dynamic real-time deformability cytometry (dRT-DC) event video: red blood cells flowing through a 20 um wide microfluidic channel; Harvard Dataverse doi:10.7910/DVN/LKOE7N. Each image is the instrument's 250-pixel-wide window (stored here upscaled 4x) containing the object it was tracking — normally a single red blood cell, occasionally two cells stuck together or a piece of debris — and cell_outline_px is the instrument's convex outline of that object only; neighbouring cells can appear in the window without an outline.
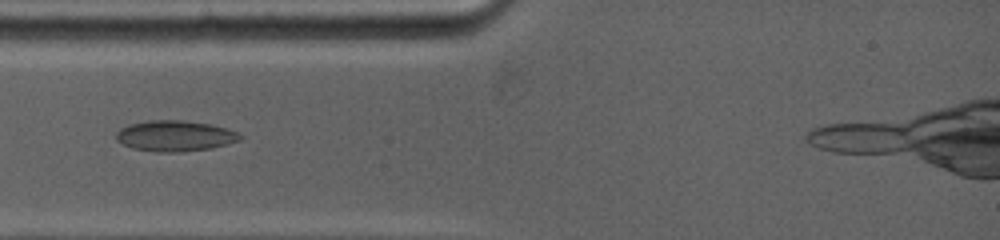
{"species": "common noctule bat (a hibernating species)", "species_latin": "Nyctalus noctula", "temperature_condition": "warm", "stored_images_in_passage": 18, "camera_frame_rate_fps": 5000, "um_per_image_px": 0.085, "animal": {"sex": "female", "body_mass_g": 19.0, "forearm_length_mm": 53.3}, "frame": {"image": 1, "passage_image": 3, "time_ms": 2.2, "image_size_px": [1000, 240], "cell_outline_px": [[244, 136], [240, 140], [212, 148], [180, 152], [156, 152], [132, 148], [116, 140], [116, 132], [120, 128], [128, 124], [148, 120], [184, 120], [212, 124], [228, 128]], "centroid_in_image_um": [14.88, 11.54], "position_along_channel_um": 70.1, "area_um2": 22.43}}
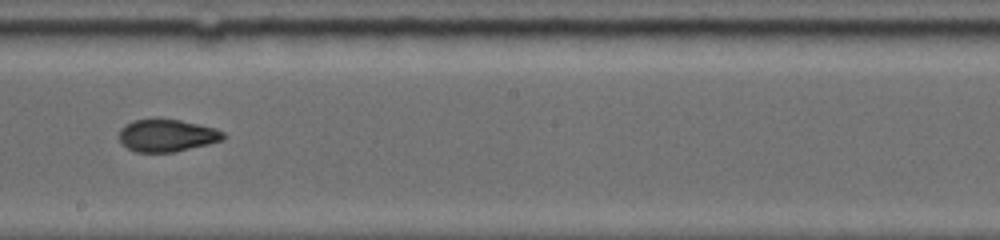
{"frame": {"image": 2, "passage_image": 12, "time_ms": 6.4, "image_size_px": [1000, 240], "cell_outline_px": [[228, 136], [224, 140], [176, 152], [136, 152], [128, 148], [120, 140], [120, 128], [124, 124], [136, 120], [180, 120], [216, 128], [224, 132]], "centroid_in_image_um": [14.24, 11.53], "position_along_channel_um": 234.0, "area_um2": 19.54}}
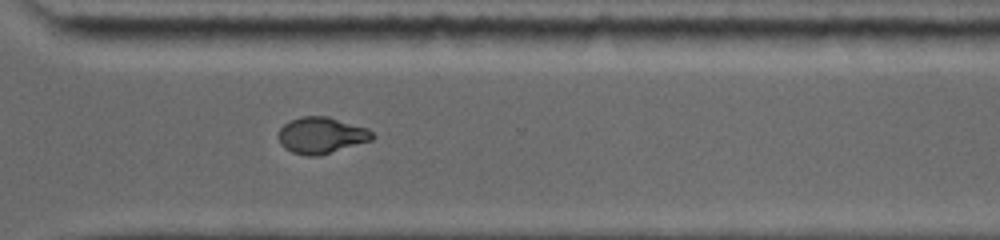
{"frame": {"image": 3, "passage_image": 18, "time_ms": 9.2, "image_size_px": [1000, 240], "cell_outline_px": [[376, 136], [372, 140], [316, 156], [308, 156], [292, 152], [284, 148], [280, 144], [276, 136], [280, 128], [284, 124], [300, 116], [328, 116], [368, 128]], "centroid_in_image_um": [27.29, 11.49], "position_along_channel_um": 343.3, "area_um2": 19.94}}